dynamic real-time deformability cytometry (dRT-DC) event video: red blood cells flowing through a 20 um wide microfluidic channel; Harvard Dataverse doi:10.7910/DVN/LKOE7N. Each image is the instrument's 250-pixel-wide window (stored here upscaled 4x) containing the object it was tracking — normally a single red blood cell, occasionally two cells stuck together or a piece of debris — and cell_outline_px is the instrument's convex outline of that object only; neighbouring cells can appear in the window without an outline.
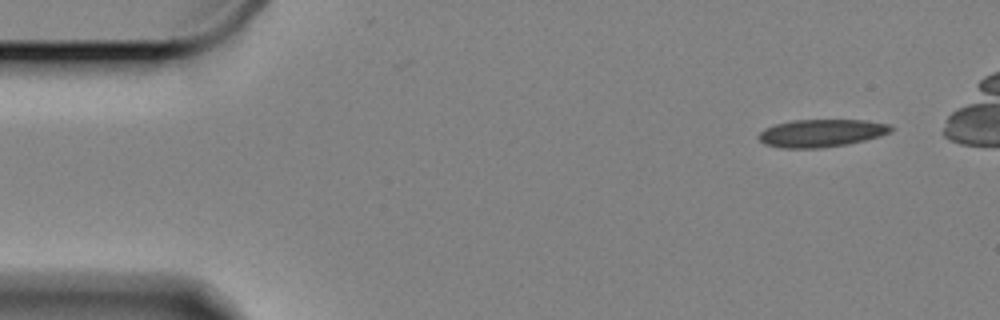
{"species": "Egyptian fruit bat (a non-hibernating species)", "species_latin": "Rousettus aegyptiacus", "temperature_condition": "cold", "stored_images_in_passage": 50, "camera_frame_rate_fps": 3000, "um_per_image_px": 0.085, "animal": {"sex": "female"}, "frame": {"image": 1, "passage_image": 1, "time_ms": 0.0, "image_size_px": [1000, 320], "cell_outline_px": [[896, 128], [892, 132], [880, 136], [848, 144], [820, 148], [780, 148], [764, 144], [756, 136], [764, 128], [776, 124], [792, 120], [864, 120], [892, 124]], "centroid_in_image_um": [69.84, 11.31], "position_along_channel_um": 15.2, "area_um2": 21.62}}
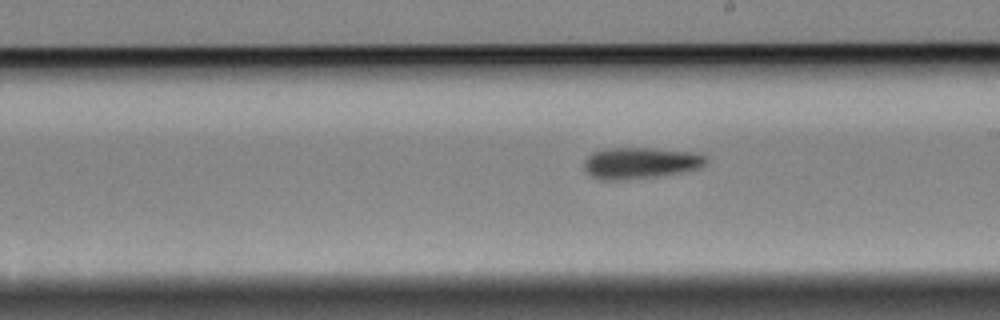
{"frame": {"image": 2, "passage_image": 29, "time_ms": 9.333, "image_size_px": [1000, 320], "cell_outline_px": [[708, 160], [700, 168], [656, 176], [624, 180], [600, 180], [592, 176], [584, 168], [584, 160], [592, 152], [604, 148], [652, 148], [700, 152]], "centroid_in_image_um": [54.42, 13.84], "position_along_channel_um": 234.6, "area_um2": 22.37}}
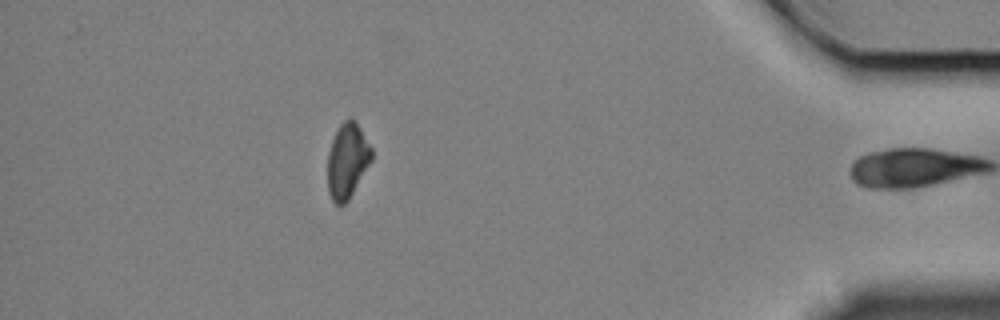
{"frame": {"image": 3, "passage_image": 49, "time_ms": 16.0, "image_size_px": [1000, 320], "cell_outline_px": [[372, 160], [348, 200], [344, 204], [336, 204], [332, 200], [328, 192], [328, 152], [332, 140], [340, 124], [344, 120], [352, 116], [356, 120], [372, 148]], "centroid_in_image_um": [29.53, 13.62], "position_along_channel_um": 405.7, "area_um2": 19.25}, "authors_computed_cell_mechanics": {"area_um2": 21.7328, "velocity_mm_per_s": 3.3143, "shape_relaxation_time_tau1_ms": 3.2043, "shape_relaxation_time_tau2_ms": null, "deformation_change_tau1": 0.1068, "deformation_change_tau2": null}}